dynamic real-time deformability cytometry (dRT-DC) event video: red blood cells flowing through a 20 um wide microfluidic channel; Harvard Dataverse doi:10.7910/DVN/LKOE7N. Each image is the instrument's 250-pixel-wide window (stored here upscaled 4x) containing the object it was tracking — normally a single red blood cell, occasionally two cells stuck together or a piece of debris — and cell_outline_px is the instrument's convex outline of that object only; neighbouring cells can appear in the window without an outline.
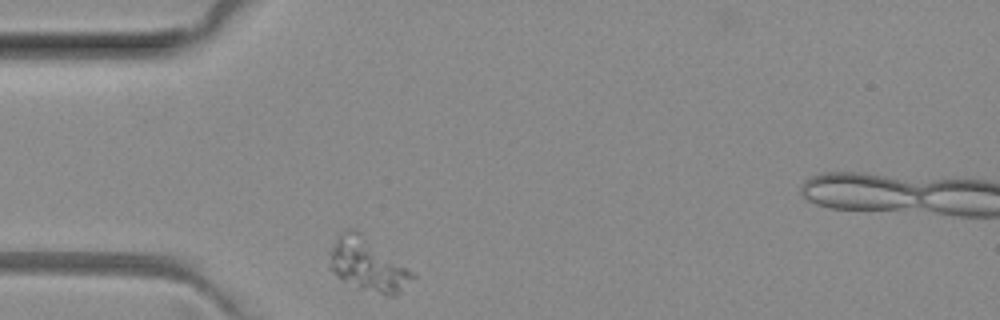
{"species": "common noctule bat (a hibernating species)", "species_latin": "Nyctalus noctula", "temperature_condition": "room temperature", "stored_images_in_passage": 32, "camera_frame_rate_fps": 3000, "um_per_image_px": 0.085, "animal": {"sex": "female", "body_mass_g": 29.2, "forearm_length_mm": 56.3}, "frame": {"image": 1, "passage_image": 1, "time_ms": 0.0, "image_size_px": [1000, 320], "cell_outline_px": [[416, 276], [396, 296], [384, 296], [360, 288], [340, 280], [328, 268], [332, 248], [340, 232], [344, 228], [352, 228], [360, 232], [416, 272]], "centroid_in_image_um": [31.28, 22.51], "position_along_channel_um": 53.7, "area_um2": 26.01}}
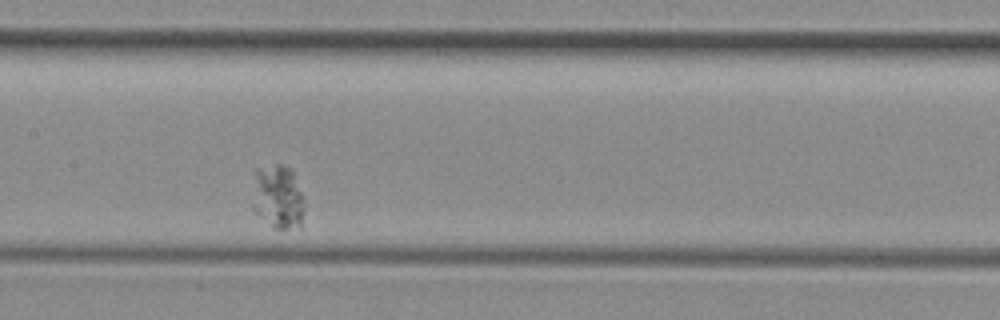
{"frame": {"image": 2, "passage_image": 13, "time_ms": 4.0, "image_size_px": [1000, 320], "cell_outline_px": [[304, 208], [300, 228], [272, 228], [256, 216], [252, 208], [252, 204], [256, 168], [276, 164], [284, 164], [292, 172], [304, 200]], "centroid_in_image_um": [23.6, 16.78], "position_along_channel_um": 183.8, "area_um2": 19.54}}
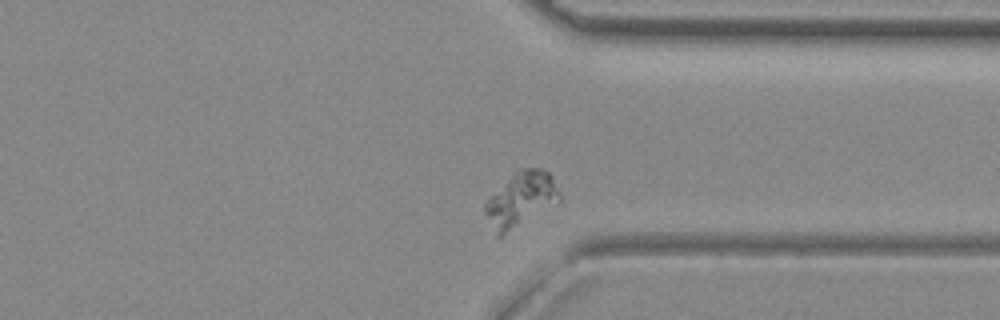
{"frame": {"image": 3, "passage_image": 28, "time_ms": 9.0, "image_size_px": [1000, 320], "cell_outline_px": [[560, 200], [500, 236], [496, 236], [484, 212], [484, 204], [516, 168], [540, 168], [548, 172], [552, 176], [560, 192]], "centroid_in_image_um": [44.26, 16.9], "position_along_channel_um": 367.1, "area_um2": 23.12}}